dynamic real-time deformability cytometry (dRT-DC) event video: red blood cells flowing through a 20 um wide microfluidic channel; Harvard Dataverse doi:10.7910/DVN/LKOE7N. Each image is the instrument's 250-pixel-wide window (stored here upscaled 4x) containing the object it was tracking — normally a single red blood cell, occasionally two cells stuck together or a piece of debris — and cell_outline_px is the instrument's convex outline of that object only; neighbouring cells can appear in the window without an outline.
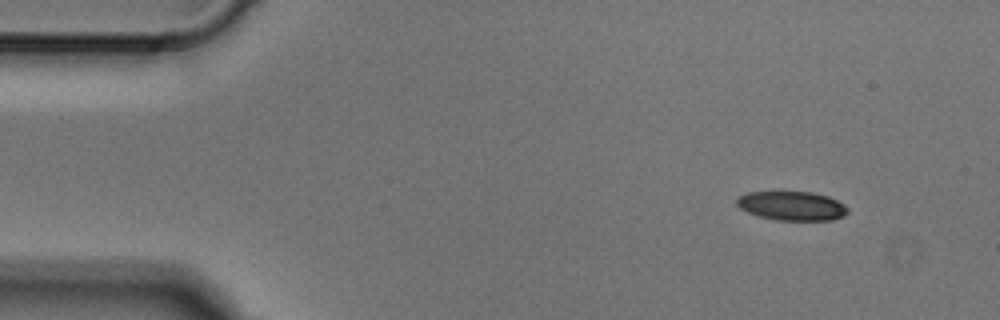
{"species": "Egyptian fruit bat (a non-hibernating species)", "species_latin": "Rousettus aegyptiacus", "temperature_condition": "cold", "stored_images_in_passage": 3, "camera_frame_rate_fps": 3000, "um_per_image_px": 0.085, "animal": {"sex": "male"}, "frame": {"image": 1, "passage_image": 1, "time_ms": 0.0, "image_size_px": [1000, 320], "cell_outline_px": [[848, 212], [844, 216], [832, 220], [776, 220], [760, 216], [748, 212], [740, 208], [736, 204], [736, 196], [748, 192], [812, 192], [828, 196], [844, 204], [848, 208]], "centroid_in_image_um": [67.3, 17.49], "position_along_channel_um": 17.7, "area_um2": 18.84}}